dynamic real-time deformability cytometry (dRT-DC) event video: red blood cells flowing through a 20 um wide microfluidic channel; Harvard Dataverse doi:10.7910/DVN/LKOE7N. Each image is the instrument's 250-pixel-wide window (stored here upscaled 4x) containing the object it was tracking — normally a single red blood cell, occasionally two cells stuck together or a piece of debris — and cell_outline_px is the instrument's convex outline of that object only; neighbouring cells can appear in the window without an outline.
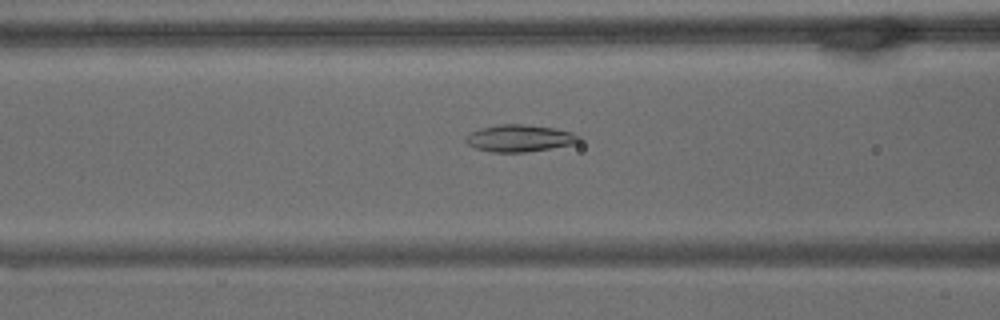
{"species": "common noctule bat (a hibernating species)", "species_latin": "Nyctalus noctula", "temperature_condition": "warm", "stored_images_in_passage": 63, "camera_frame_rate_fps": 3000, "um_per_image_px": 0.085, "animal": {"sex": "male", "body_mass_g": 15.6}, "frame": {"image": 1, "passage_image": 25, "time_ms": 8.0, "image_size_px": [1000, 320], "cell_outline_px": [[584, 140], [576, 144], [524, 152], [492, 152], [476, 148], [468, 144], [464, 140], [472, 132], [480, 128], [500, 124], [524, 124], [552, 128], [572, 132], [580, 136]], "centroid_in_image_um": [44.21, 11.75], "position_along_channel_um": 122.4, "area_um2": 17.74}}
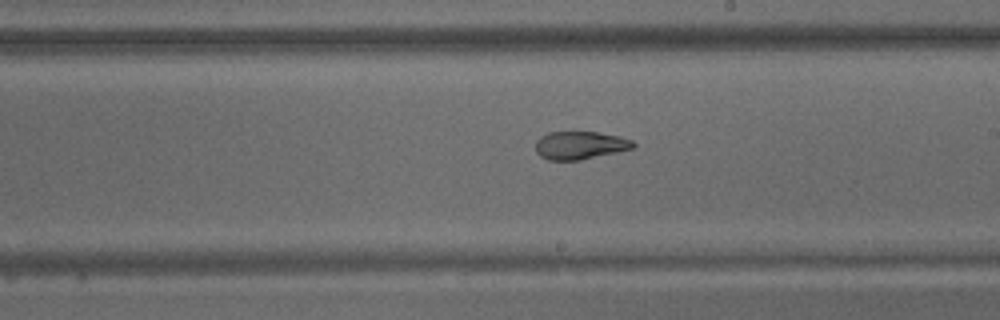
{"frame": {"image": 2, "passage_image": 36, "time_ms": 11.667, "image_size_px": [1000, 320], "cell_outline_px": [[636, 144], [632, 148], [616, 152], [580, 160], [548, 160], [540, 156], [536, 152], [536, 140], [540, 136], [548, 132], [596, 132], [620, 136], [632, 140]], "centroid_in_image_um": [49.27, 12.34], "position_along_channel_um": 239.7, "area_um2": 15.9}}
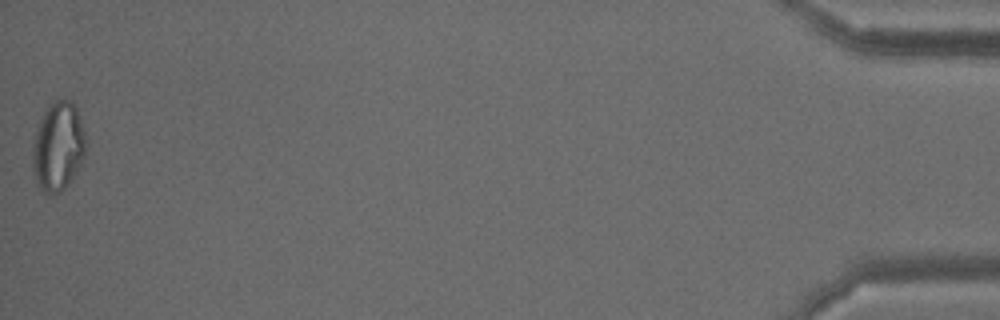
{"frame": {"image": 3, "passage_image": 63, "time_ms": 20.667, "image_size_px": [1000, 320], "cell_outline_px": [[88, 140], [84, 156], [72, 180], [60, 192], [40, 192], [36, 180], [32, 164], [32, 152], [36, 128], [40, 116], [44, 108], [56, 100], [68, 100], [76, 108], [84, 128]], "centroid_in_image_um": [4.94, 12.43], "position_along_channel_um": 430.3, "area_um2": 27.86}, "authors_computed_cell_mechanics": {"area_um2": 21.0392, "velocity_mm_per_s": 3.2005, "shape_relaxation_time_tau1_ms": null, "shape_relaxation_time_tau2_ms": 2.4154, "deformation_change_tau1": null, "deformation_change_tau2": 0.0768}}